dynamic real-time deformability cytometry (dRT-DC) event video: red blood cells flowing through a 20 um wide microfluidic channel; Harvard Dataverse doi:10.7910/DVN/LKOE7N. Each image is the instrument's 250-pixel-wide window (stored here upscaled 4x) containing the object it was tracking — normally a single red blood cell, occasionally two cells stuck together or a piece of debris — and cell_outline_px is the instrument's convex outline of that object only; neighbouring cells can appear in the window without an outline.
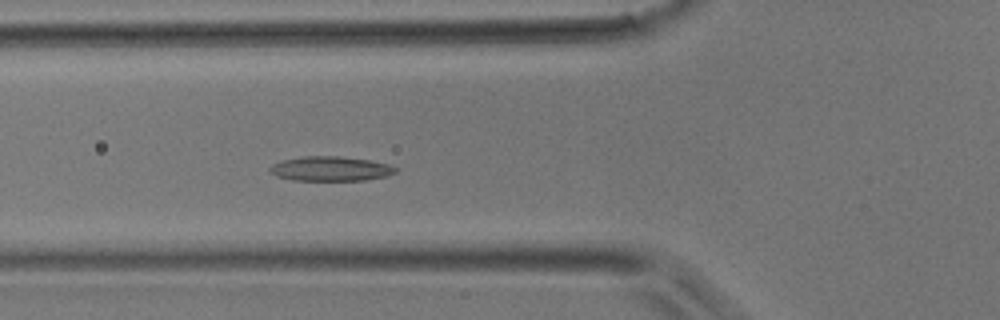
{"species": "common noctule bat (a hibernating species)", "species_latin": "Nyctalus noctula", "temperature_condition": "room temperature", "stored_images_in_passage": 34, "camera_frame_rate_fps": 3000, "um_per_image_px": 0.085, "animal": {"sex": "male", "body_mass_g": 17.9}, "frame": {"image": 1, "passage_image": 8, "time_ms": 2.333, "image_size_px": [1000, 320], "cell_outline_px": [[396, 172], [388, 176], [364, 180], [292, 180], [276, 176], [268, 168], [272, 164], [284, 160], [304, 156], [336, 156], [368, 160], [388, 164], [396, 168]], "centroid_in_image_um": [28.09, 14.34], "position_along_channel_um": 97.7, "area_um2": 17.8}}
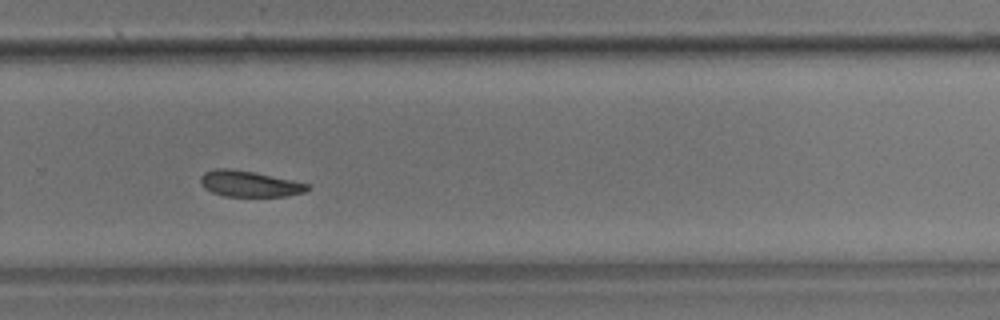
{"frame": {"image": 2, "passage_image": 21, "time_ms": 6.667, "image_size_px": [1000, 320], "cell_outline_px": [[308, 188], [304, 192], [288, 196], [224, 196], [212, 192], [204, 188], [200, 184], [200, 176], [204, 172], [216, 168], [232, 168], [292, 180], [308, 184]], "centroid_in_image_um": [21.13, 15.62], "position_along_channel_um": 308.7, "area_um2": 16.07}}
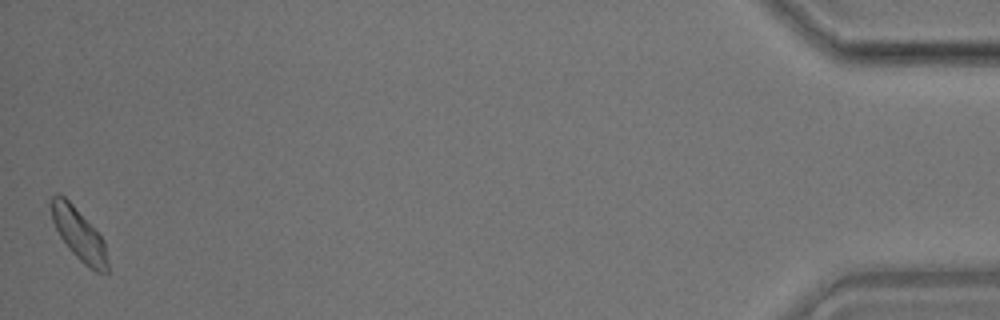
{"frame": {"image": 3, "passage_image": 34, "time_ms": 11.0, "image_size_px": [1000, 320], "cell_outline_px": [[108, 272], [96, 272], [84, 264], [68, 248], [60, 236], [52, 220], [52, 196], [56, 192], [60, 192], [72, 204], [104, 240], [108, 264]], "centroid_in_image_um": [6.71, 19.92], "position_along_channel_um": 428.5, "area_um2": 16.65}}